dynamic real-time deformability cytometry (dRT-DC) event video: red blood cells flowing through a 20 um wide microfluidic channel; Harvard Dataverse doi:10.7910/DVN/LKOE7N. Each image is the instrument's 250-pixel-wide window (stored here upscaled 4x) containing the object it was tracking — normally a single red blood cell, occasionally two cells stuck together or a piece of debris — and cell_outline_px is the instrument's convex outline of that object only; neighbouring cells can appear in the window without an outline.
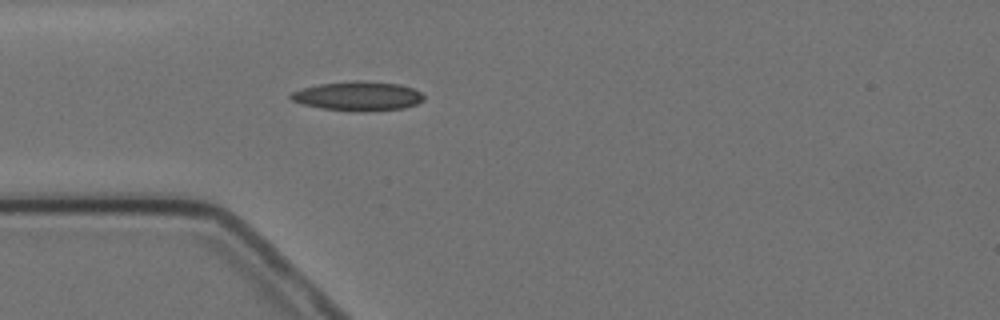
{"species": "Egyptian fruit bat (a non-hibernating species)", "species_latin": "Rousettus aegyptiacus", "temperature_condition": "cold", "stored_images_in_passage": 4, "camera_frame_rate_fps": 3000, "um_per_image_px": 0.085, "animal": {"sex": "female"}, "frame": {"image": 1, "passage_image": 4, "time_ms": 3.333, "image_size_px": [1000, 320], "cell_outline_px": [[424, 100], [416, 104], [404, 108], [364, 112], [324, 108], [304, 104], [292, 100], [288, 96], [292, 92], [300, 88], [320, 84], [352, 80], [364, 80], [400, 84], [412, 88], [420, 92], [424, 96]], "centroid_in_image_um": [30.45, 8.15], "position_along_channel_um": 54.6, "area_um2": 22.72}}